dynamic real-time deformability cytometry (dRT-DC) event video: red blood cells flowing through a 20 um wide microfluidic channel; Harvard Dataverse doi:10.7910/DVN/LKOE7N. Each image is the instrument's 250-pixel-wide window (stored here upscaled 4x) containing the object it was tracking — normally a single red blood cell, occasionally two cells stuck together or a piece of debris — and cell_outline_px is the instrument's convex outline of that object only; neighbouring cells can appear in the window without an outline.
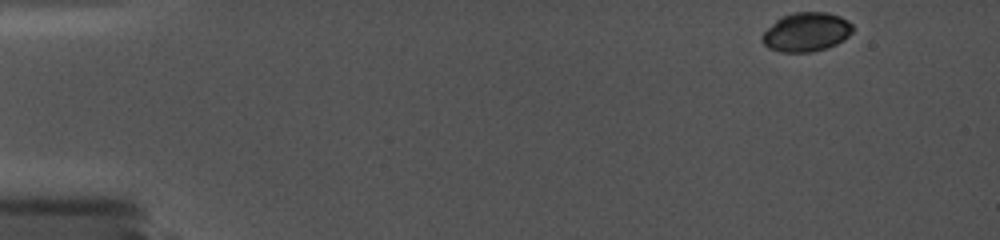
{"species": "common noctule bat (a hibernating species)", "species_latin": "Nyctalus noctula", "temperature_condition": "cold", "stored_images_in_passage": 38, "camera_frame_rate_fps": 5000, "um_per_image_px": 0.085, "animal": {"sex": "female", "body_mass_g": 19.0, "forearm_length_mm": 56.7}, "frame": {"image": 1, "passage_image": 1, "time_ms": 0.0, "image_size_px": [1000, 240], "cell_outline_px": [[852, 32], [844, 40], [828, 48], [812, 52], [780, 52], [768, 48], [760, 40], [760, 36], [776, 20], [784, 16], [796, 12], [824, 12], [836, 16], [852, 24]], "centroid_in_image_um": [68.5, 2.75], "position_along_channel_um": 16.5, "area_um2": 20.4}}
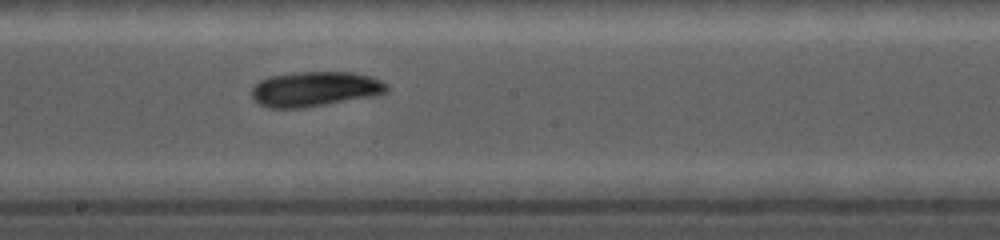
{"frame": {"image": 2, "passage_image": 23, "time_ms": 8.6, "image_size_px": [1000, 240], "cell_outline_px": [[388, 92], [380, 96], [304, 108], [268, 108], [252, 100], [252, 88], [260, 80], [272, 76], [300, 72], [352, 72], [372, 76], [388, 84]], "centroid_in_image_um": [26.84, 7.58], "position_along_channel_um": 221.4, "area_um2": 27.98}}
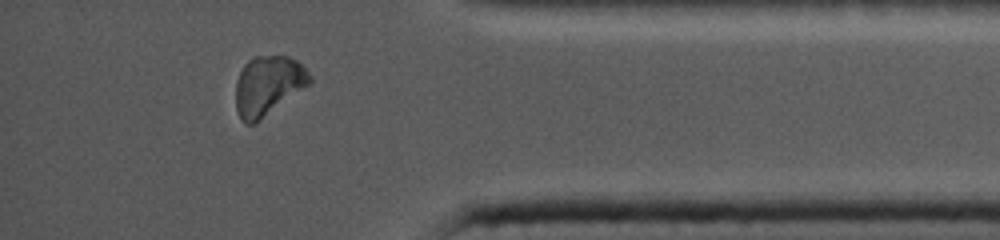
{"frame": {"image": 3, "passage_image": 37, "time_ms": 13.8, "image_size_px": [1000, 240], "cell_outline_px": [[312, 80], [308, 84], [252, 124], [244, 124], [236, 108], [236, 80], [244, 64], [248, 60], [256, 56], [288, 56], [296, 60], [312, 76]], "centroid_in_image_um": [22.75, 7.23], "position_along_channel_um": 412.5, "area_um2": 24.85}, "authors_computed_cell_mechanics": {"area_um2": 25.9522, "velocity_mm_per_s": 3.8151, "shape_relaxation_time_tau1_ms": null, "shape_relaxation_time_tau2_ms": 2.8876, "deformation_change_tau1": null, "deformation_change_tau2": 0.067}}